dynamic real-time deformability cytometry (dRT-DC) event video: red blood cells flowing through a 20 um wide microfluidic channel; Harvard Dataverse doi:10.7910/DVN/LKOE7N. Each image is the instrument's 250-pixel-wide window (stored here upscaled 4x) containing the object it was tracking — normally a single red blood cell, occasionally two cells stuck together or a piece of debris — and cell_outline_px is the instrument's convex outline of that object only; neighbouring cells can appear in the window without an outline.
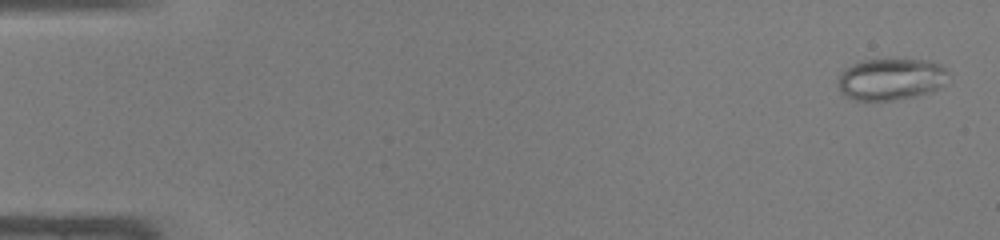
{"species": "common noctule bat (a hibernating species)", "species_latin": "Nyctalus noctula", "temperature_condition": "warm", "stored_images_in_passage": 48, "camera_frame_rate_fps": 3000, "um_per_image_px": 0.085, "animal": {"sex": "male", "body_mass_g": 19.0, "forearm_length_mm": 50.8}, "frame": {"image": 1, "passage_image": 2, "time_ms": 0.333, "image_size_px": [1000, 240], "cell_outline_px": [[948, 72], [944, 84], [940, 88], [932, 92], [916, 96], [892, 100], [856, 100], [844, 96], [840, 92], [836, 84], [844, 68], [864, 60], [928, 60], [940, 64]], "centroid_in_image_um": [75.72, 6.74], "position_along_channel_um": 9.3, "area_um2": 26.88}}
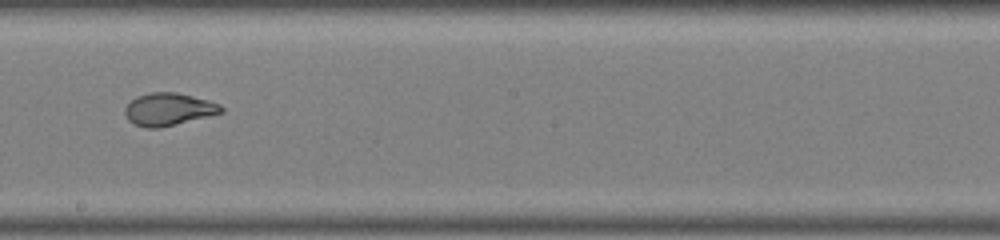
{"frame": {"image": 2, "passage_image": 28, "time_ms": 9.0, "image_size_px": [1000, 240], "cell_outline_px": [[224, 112], [160, 128], [144, 128], [128, 120], [124, 112], [124, 108], [136, 96], [152, 92], [176, 92], [208, 100], [220, 104], [224, 108]], "centroid_in_image_um": [14.32, 9.29], "position_along_channel_um": 233.9, "area_um2": 18.21}}
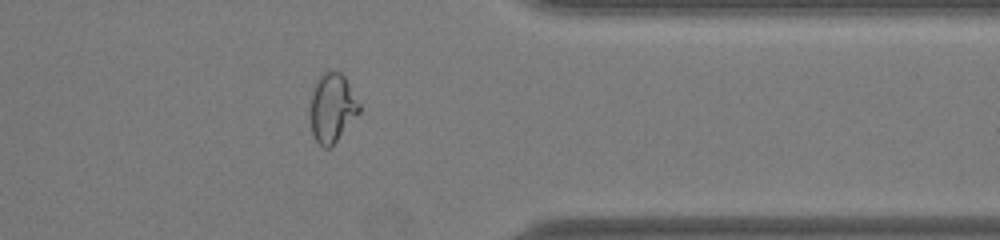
{"frame": {"image": 3, "passage_image": 39, "time_ms": 12.667, "image_size_px": [1000, 240], "cell_outline_px": [[360, 112], [336, 140], [328, 148], [324, 148], [312, 136], [308, 116], [312, 92], [320, 76], [324, 72], [332, 68], [340, 72], [344, 76], [360, 104]], "centroid_in_image_um": [28.2, 9.15], "position_along_channel_um": 383.2, "area_um2": 19.77}}